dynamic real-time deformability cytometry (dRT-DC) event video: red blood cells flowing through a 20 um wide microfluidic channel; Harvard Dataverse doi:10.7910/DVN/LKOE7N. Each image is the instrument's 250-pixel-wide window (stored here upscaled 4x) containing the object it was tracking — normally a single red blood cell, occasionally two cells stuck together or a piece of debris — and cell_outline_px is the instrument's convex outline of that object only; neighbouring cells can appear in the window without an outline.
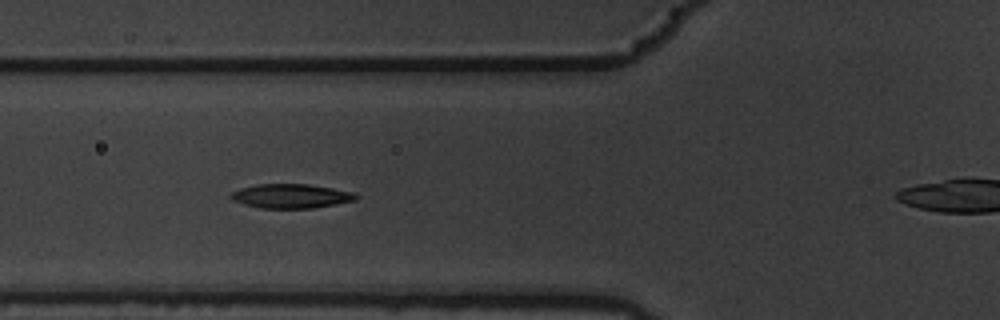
{"species": "common noctule bat (a hibernating species)", "species_latin": "Nyctalus noctula", "temperature_condition": "warm", "stored_images_in_passage": 6, "camera_frame_rate_fps": 3000, "um_per_image_px": 0.085, "animal": {"sex": "male", "body_mass_g": 19.5, "forearm_length_mm": 54.6}, "frame": {"image": 1, "passage_image": 6, "time_ms": 1.667, "image_size_px": [1000, 320], "cell_outline_px": [[360, 196], [356, 200], [336, 204], [312, 208], [260, 208], [244, 204], [232, 200], [228, 196], [232, 192], [240, 188], [256, 184], [308, 184], [332, 188], [352, 192]], "centroid_in_image_um": [24.72, 16.66], "position_along_channel_um": 101.1, "area_um2": 17.69}}